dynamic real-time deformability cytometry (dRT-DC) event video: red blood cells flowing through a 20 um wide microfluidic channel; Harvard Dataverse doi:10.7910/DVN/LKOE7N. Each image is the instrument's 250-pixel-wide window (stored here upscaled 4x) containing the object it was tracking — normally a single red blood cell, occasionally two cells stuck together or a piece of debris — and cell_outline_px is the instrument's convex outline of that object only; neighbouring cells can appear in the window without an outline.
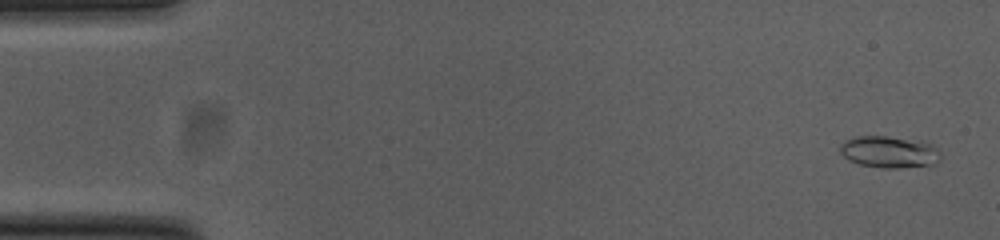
{"species": "common noctule bat (a hibernating species)", "species_latin": "Nyctalus noctula", "temperature_condition": "cold", "stored_images_in_passage": 53, "camera_frame_rate_fps": 3000, "um_per_image_px": 0.085, "animal": {"sex": "female", "body_mass_g": 23.0, "forearm_length_mm": 53.4}, "frame": {"image": 1, "passage_image": 2, "time_ms": 0.333, "image_size_px": [1000, 240], "cell_outline_px": [[940, 160], [936, 164], [928, 168], [884, 168], [860, 164], [848, 160], [840, 152], [840, 144], [844, 140], [856, 136], [888, 136], [928, 140], [940, 152]], "centroid_in_image_um": [75.68, 12.92], "position_along_channel_um": 9.3, "area_um2": 19.48}}
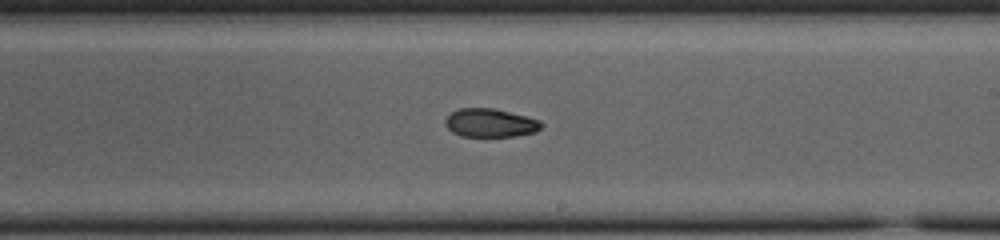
{"frame": {"image": 2, "passage_image": 31, "time_ms": 10.0, "image_size_px": [1000, 240], "cell_outline_px": [[544, 124], [536, 132], [516, 136], [460, 136], [452, 132], [444, 124], [444, 120], [452, 112], [460, 108], [492, 108], [540, 120]], "centroid_in_image_um": [41.66, 10.45], "position_along_channel_um": 247.3, "area_um2": 15.84}}
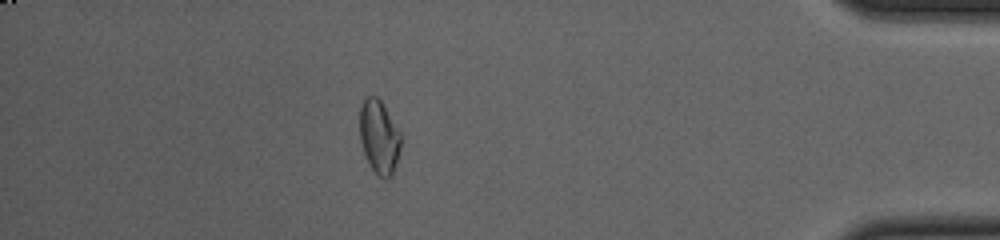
{"frame": {"image": 3, "passage_image": 47, "time_ms": 15.333, "image_size_px": [1000, 240], "cell_outline_px": [[400, 148], [392, 176], [380, 176], [372, 168], [364, 152], [360, 140], [360, 108], [364, 96], [376, 96], [380, 100], [400, 132]], "centroid_in_image_um": [32.21, 11.59], "position_along_channel_um": 403.0, "area_um2": 17.17}, "authors_computed_cell_mechanics": {"area_um2": 17.1088, "velocity_mm_per_s": 3.7937, "shape_relaxation_time_tau1_ms": null, "shape_relaxation_time_tau2_ms": 3.1472, "deformation_change_tau1": null, "deformation_change_tau2": 0.0696}}